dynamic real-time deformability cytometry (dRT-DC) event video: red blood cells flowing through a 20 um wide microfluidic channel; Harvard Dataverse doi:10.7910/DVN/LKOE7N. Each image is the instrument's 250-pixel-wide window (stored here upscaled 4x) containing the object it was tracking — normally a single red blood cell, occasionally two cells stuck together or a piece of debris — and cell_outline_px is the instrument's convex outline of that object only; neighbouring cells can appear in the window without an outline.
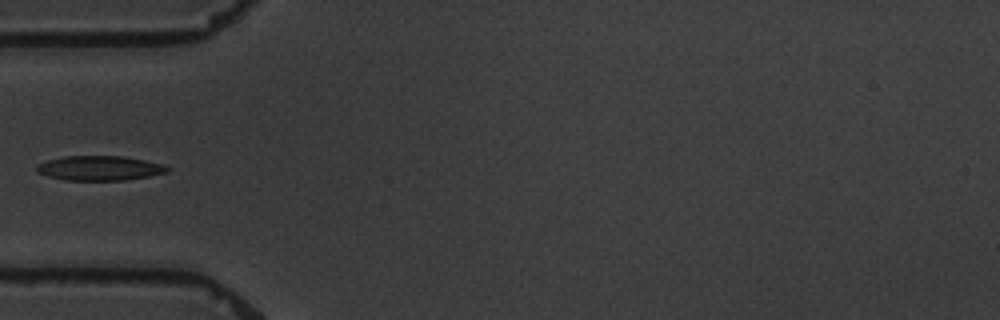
{"species": "common noctule bat (a hibernating species)", "species_latin": "Nyctalus noctula", "temperature_condition": "warm", "stored_images_in_passage": 10, "camera_frame_rate_fps": 3000, "um_per_image_px": 0.085, "animal": {"sex": "male", "body_mass_g": 19.5, "forearm_length_mm": 54.6}, "frame": {"image": 1, "passage_image": 5, "time_ms": 4.667, "image_size_px": [1000, 320], "cell_outline_px": [[172, 168], [168, 172], [148, 176], [124, 180], [68, 180], [48, 176], [36, 172], [36, 168], [40, 164], [48, 160], [64, 156], [124, 156], [164, 164]], "centroid_in_image_um": [8.51, 14.29], "position_along_channel_um": 76.5, "area_um2": 18.67}}
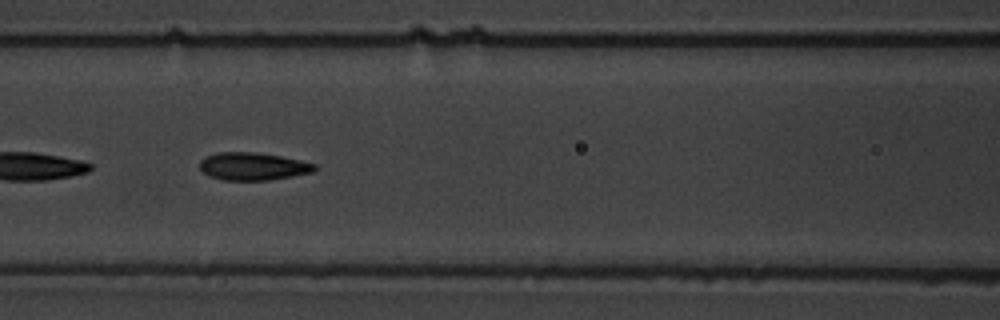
{"frame": {"image": 2, "passage_image": 7, "time_ms": 6.667, "image_size_px": [1000, 320], "cell_outline_px": [[316, 168], [312, 172], [292, 176], [268, 180], [224, 180], [208, 176], [200, 168], [200, 160], [204, 156], [216, 152], [256, 152], [280, 156], [300, 160], [316, 164]], "centroid_in_image_um": [21.46, 14.13], "position_along_channel_um": 145.1, "area_um2": 18.55}}
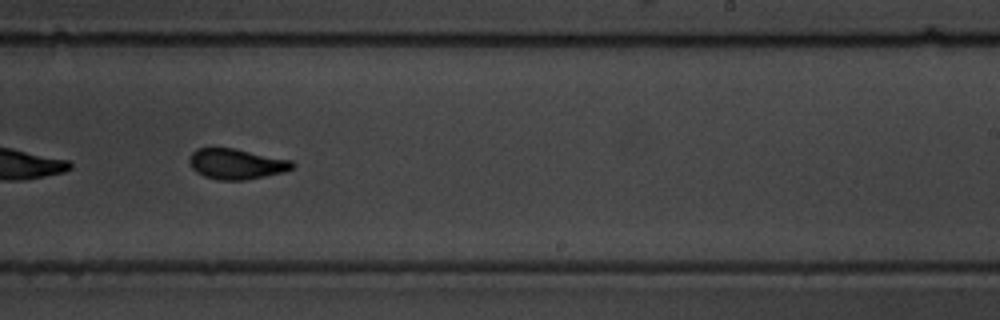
{"frame": {"image": 3, "passage_image": 10, "time_ms": 10.333, "image_size_px": [1000, 320], "cell_outline_px": [[296, 164], [292, 168], [284, 172], [244, 180], [220, 180], [204, 176], [196, 172], [192, 168], [188, 160], [192, 152], [196, 148], [232, 148], [292, 160]], "centroid_in_image_um": [20.08, 13.93], "position_along_channel_um": 268.9, "area_um2": 18.21}}